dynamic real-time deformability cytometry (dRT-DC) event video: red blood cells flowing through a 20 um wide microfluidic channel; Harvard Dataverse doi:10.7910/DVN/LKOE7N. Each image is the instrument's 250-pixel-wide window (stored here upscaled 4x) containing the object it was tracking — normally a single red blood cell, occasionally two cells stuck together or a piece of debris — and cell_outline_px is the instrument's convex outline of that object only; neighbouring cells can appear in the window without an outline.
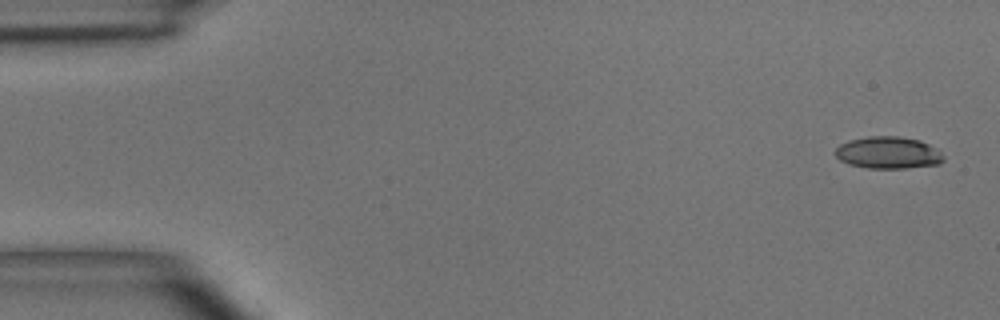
{"species": "common noctule bat (a hibernating species)", "species_latin": "Nyctalus noctula", "temperature_condition": "room temperature", "stored_images_in_passage": 4, "camera_frame_rate_fps": 3000, "um_per_image_px": 0.085, "animal": {"sex": "male", "body_mass_g": 15.6}, "frame": {"image": 1, "passage_image": 1, "time_ms": 0.0, "image_size_px": [1000, 320], "cell_outline_px": [[944, 160], [940, 164], [904, 168], [868, 168], [848, 164], [840, 160], [836, 156], [836, 148], [840, 144], [848, 140], [868, 136], [900, 136], [920, 140], [936, 148], [944, 156]], "centroid_in_image_um": [75.5, 12.97], "position_along_channel_um": 9.5, "area_um2": 20.29}}
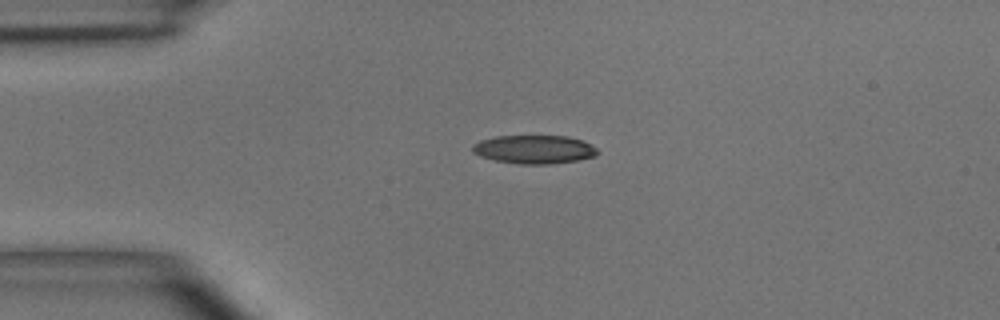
{"frame": {"image": 2, "passage_image": 3, "time_ms": 3.333, "image_size_px": [1000, 320], "cell_outline_px": [[600, 152], [596, 156], [580, 160], [552, 164], [520, 164], [496, 160], [480, 156], [472, 152], [472, 144], [480, 140], [496, 136], [568, 136], [584, 140], [596, 148]], "centroid_in_image_um": [45.44, 12.7], "position_along_channel_um": 39.6, "area_um2": 20.98}}